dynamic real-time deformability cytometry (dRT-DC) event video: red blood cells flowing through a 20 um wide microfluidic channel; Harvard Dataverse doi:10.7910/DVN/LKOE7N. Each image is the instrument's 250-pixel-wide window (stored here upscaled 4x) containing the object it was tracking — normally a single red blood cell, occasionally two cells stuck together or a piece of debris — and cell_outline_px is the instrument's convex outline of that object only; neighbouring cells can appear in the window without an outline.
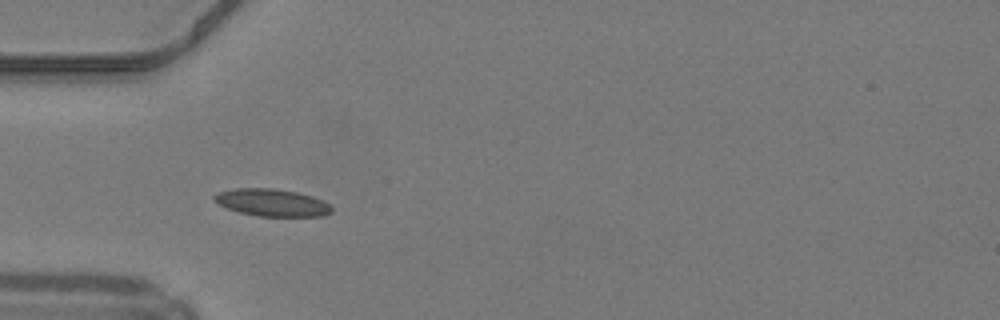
{"species": "common noctule bat (a hibernating species)", "species_latin": "Nyctalus noctula", "temperature_condition": "warm", "stored_images_in_passage": 33, "camera_frame_rate_fps": 3000, "um_per_image_px": 0.085, "animal": {"sex": "male", "body_mass_g": 19.2, "forearm_length_mm": 51.8}, "frame": {"image": 1, "passage_image": 6, "time_ms": 1.667, "image_size_px": [1000, 320], "cell_outline_px": [[332, 212], [324, 216], [256, 216], [240, 212], [216, 204], [212, 200], [212, 196], [220, 192], [236, 188], [276, 188], [296, 192], [312, 196], [324, 200], [332, 204]], "centroid_in_image_um": [23.14, 17.22], "position_along_channel_um": 61.9, "area_um2": 18.9}, "authors_computed_cell_mechanics": {"area_um2": 17.6868, "velocity_mm_per_s": 4.2116, "shape_relaxation_time_tau1_ms": 4.6135, "shape_relaxation_time_tau2_ms": 1.3415, "deformation_change_tau1": 0.1225, "deformation_change_tau2": 0.0488}}